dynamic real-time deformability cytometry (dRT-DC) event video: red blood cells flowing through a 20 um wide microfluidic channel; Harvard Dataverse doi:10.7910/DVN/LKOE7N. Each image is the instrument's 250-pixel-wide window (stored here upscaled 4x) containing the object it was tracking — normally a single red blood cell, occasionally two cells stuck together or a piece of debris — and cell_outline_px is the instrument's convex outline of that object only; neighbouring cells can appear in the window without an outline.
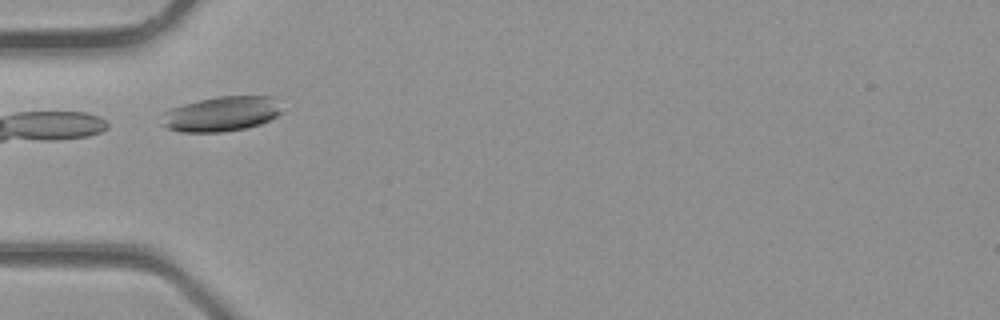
{"species": "common noctule bat (a hibernating species)", "species_latin": "Nyctalus noctula", "temperature_condition": "room temperature", "stored_images_in_passage": 2, "camera_frame_rate_fps": 3000, "um_per_image_px": 0.085, "animal": {"sex": "male", "body_mass_g": 23.1, "forearm_length_mm": 52.7}, "frame": {"image": 1, "passage_image": 2, "time_ms": 0.333, "image_size_px": [1000, 320], "cell_outline_px": [[280, 112], [276, 116], [260, 124], [244, 128], [220, 132], [180, 132], [168, 128], [160, 124], [164, 112], [172, 108], [184, 104], [200, 100], [220, 96], [276, 96]], "centroid_in_image_um": [18.8, 9.68], "position_along_channel_um": 66.2, "area_um2": 24.22}}